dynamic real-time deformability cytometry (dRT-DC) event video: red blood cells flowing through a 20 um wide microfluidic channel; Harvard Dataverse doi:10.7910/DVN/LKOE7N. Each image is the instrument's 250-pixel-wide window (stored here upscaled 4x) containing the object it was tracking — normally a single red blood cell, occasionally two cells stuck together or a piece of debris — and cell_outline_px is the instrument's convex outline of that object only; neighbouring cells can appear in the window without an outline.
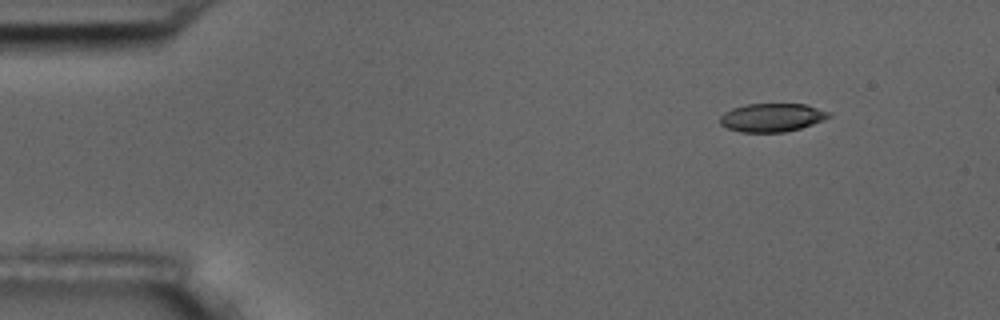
{"species": "common noctule bat (a hibernating species)", "species_latin": "Nyctalus noctula", "temperature_condition": "room temperature", "stored_images_in_passage": 4, "camera_frame_rate_fps": 3000, "um_per_image_px": 0.085, "animal": {"sex": "male", "body_mass_g": 17.5, "forearm_length_mm": 52.3}, "frame": {"image": 1, "passage_image": 1, "time_ms": 0.0, "image_size_px": [1000, 320], "cell_outline_px": [[832, 116], [824, 120], [800, 128], [784, 132], [740, 132], [728, 128], [720, 124], [720, 116], [724, 112], [732, 108], [748, 104], [804, 104], [832, 112]], "centroid_in_image_um": [65.63, 9.99], "position_along_channel_um": 19.4, "area_um2": 18.03}}